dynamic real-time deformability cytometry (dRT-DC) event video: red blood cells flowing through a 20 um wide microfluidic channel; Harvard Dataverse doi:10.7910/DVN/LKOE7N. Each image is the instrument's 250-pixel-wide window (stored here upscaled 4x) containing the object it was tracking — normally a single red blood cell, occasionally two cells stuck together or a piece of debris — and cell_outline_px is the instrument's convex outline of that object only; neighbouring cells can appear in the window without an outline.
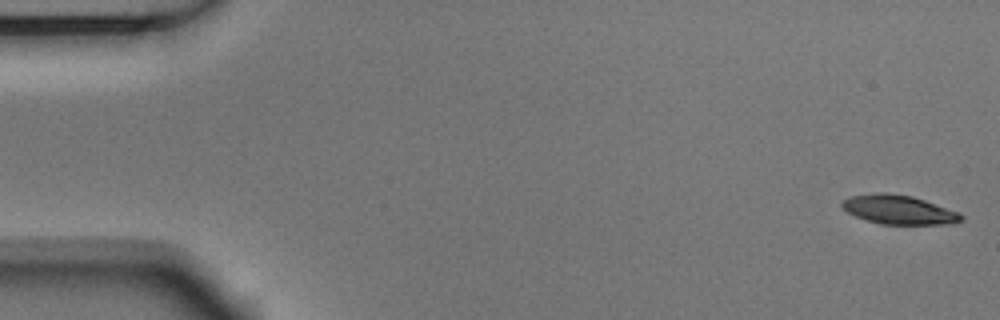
{"species": "Egyptian fruit bat (a non-hibernating species)", "species_latin": "Rousettus aegyptiacus", "temperature_condition": "room temperature", "stored_images_in_passage": 53, "camera_frame_rate_fps": 3000, "um_per_image_px": 0.085, "animal": {"sex": "male"}, "frame": {"image": 1, "passage_image": 1, "time_ms": 0.0, "image_size_px": [1000, 320], "cell_outline_px": [[964, 220], [952, 224], [880, 224], [856, 216], [848, 212], [840, 204], [848, 196], [876, 192], [888, 192], [912, 196], [960, 212], [964, 216]], "centroid_in_image_um": [76.43, 17.81], "position_along_channel_um": 8.6, "area_um2": 20.29}}
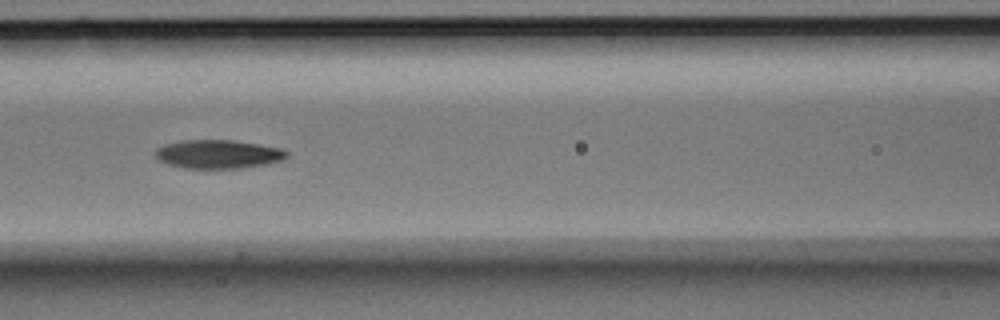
{"frame": {"image": 2, "passage_image": 23, "time_ms": 7.333, "image_size_px": [1000, 320], "cell_outline_px": [[288, 156], [280, 160], [268, 164], [244, 168], [184, 168], [168, 164], [160, 160], [156, 156], [156, 148], [164, 144], [180, 140], [232, 140], [260, 144], [280, 148], [288, 152]], "centroid_in_image_um": [18.55, 13.1], "position_along_channel_um": 148.1, "area_um2": 21.96}}
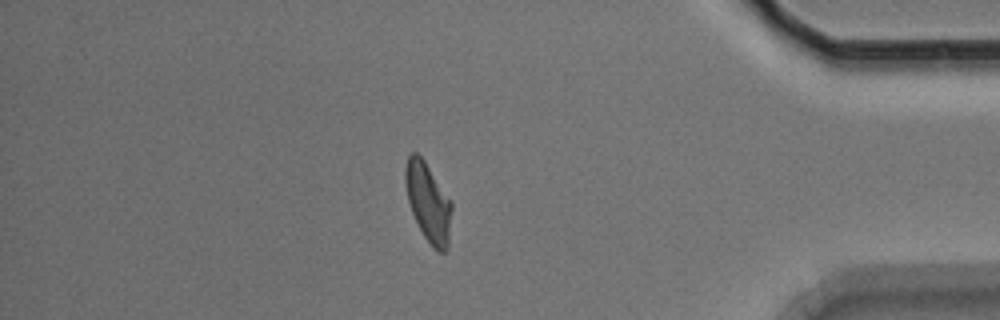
{"frame": {"image": 3, "passage_image": 46, "time_ms": 15.0, "image_size_px": [1000, 320], "cell_outline_px": [[452, 208], [448, 248], [444, 252], [440, 252], [432, 248], [424, 236], [412, 212], [408, 200], [404, 180], [404, 168], [408, 156], [412, 152], [416, 152], [424, 160], [452, 200]], "centroid_in_image_um": [36.41, 17.19], "position_along_channel_um": 398.8, "area_um2": 21.44}, "authors_computed_cell_mechanics": {"area_um2": 21.4438, "velocity_mm_per_s": 3.7329, "shape_relaxation_time_tau1_ms": 5.0606, "shape_relaxation_time_tau2_ms": 3.8445, "deformation_change_tau1": 0.1677, "deformation_change_tau2": 0.0949}}